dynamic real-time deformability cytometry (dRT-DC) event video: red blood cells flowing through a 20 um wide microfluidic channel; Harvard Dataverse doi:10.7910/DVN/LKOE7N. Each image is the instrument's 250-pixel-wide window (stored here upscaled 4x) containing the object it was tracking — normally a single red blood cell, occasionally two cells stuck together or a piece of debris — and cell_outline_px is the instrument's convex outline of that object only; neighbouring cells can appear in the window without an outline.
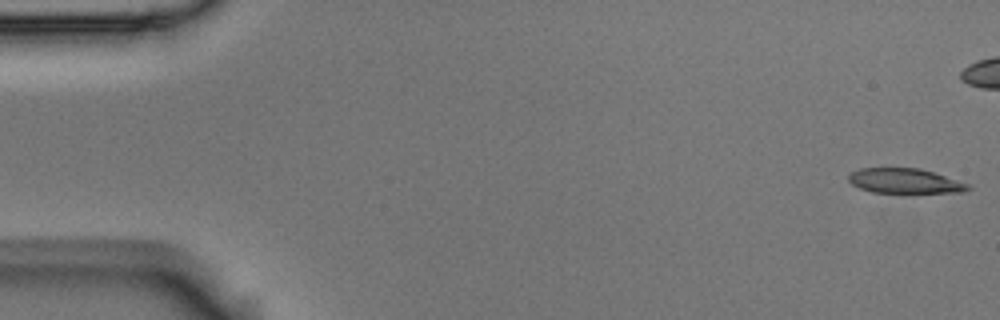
{"species": "Egyptian fruit bat (a non-hibernating species)", "species_latin": "Rousettus aegyptiacus", "temperature_condition": "room temperature", "stored_images_in_passage": 56, "camera_frame_rate_fps": 3000, "um_per_image_px": 0.085, "animal": {"sex": "male"}, "frame": {"image": 1, "passage_image": 1, "time_ms": 0.0, "image_size_px": [1000, 320], "cell_outline_px": [[972, 188], [968, 192], [872, 192], [860, 188], [852, 184], [848, 180], [848, 176], [852, 172], [860, 168], [920, 168], [968, 184]], "centroid_in_image_um": [76.9, 15.38], "position_along_channel_um": 8.1, "area_um2": 17.05}}
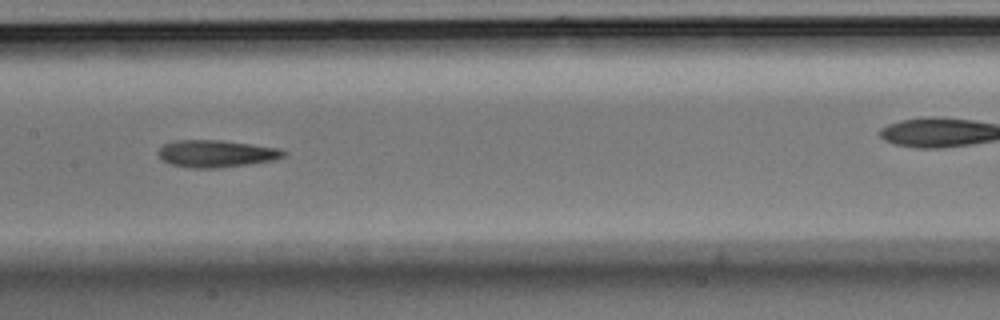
{"frame": {"image": 2, "passage_image": 27, "time_ms": 8.667, "image_size_px": [1000, 320], "cell_outline_px": [[288, 152], [284, 156], [272, 160], [248, 164], [220, 168], [192, 168], [168, 164], [160, 160], [156, 152], [164, 144], [176, 140], [220, 140], [252, 144], [280, 148]], "centroid_in_image_um": [18.34, 13.06], "position_along_channel_um": 189.1, "area_um2": 20.06}}
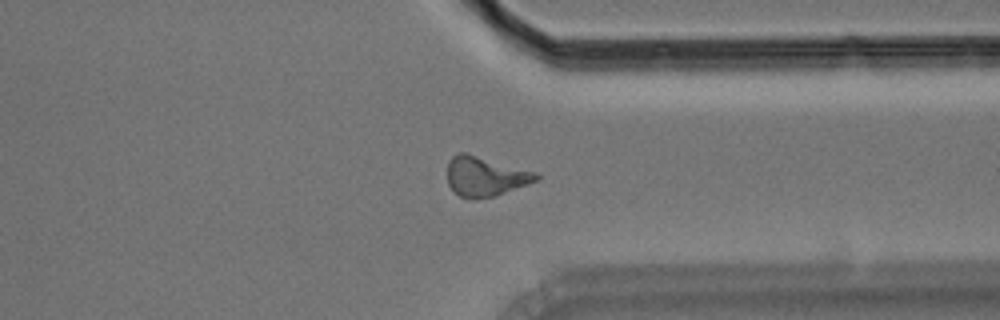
{"frame": {"image": 3, "passage_image": 42, "time_ms": 13.667, "image_size_px": [1000, 320], "cell_outline_px": [[540, 180], [492, 196], [476, 200], [468, 200], [460, 196], [448, 184], [448, 160], [452, 156], [460, 152], [468, 152], [536, 172], [540, 176]], "centroid_in_image_um": [41.24, 14.98], "position_along_channel_um": 370.2, "area_um2": 20.69}, "authors_computed_cell_mechanics": {"area_um2": 19.6231, "velocity_mm_per_s": 3.653, "shape_relaxation_time_tau1_ms": 5.1533, "shape_relaxation_time_tau2_ms": 7.1863, "deformation_change_tau1": 0.2111, "deformation_change_tau2": 0.1962}}